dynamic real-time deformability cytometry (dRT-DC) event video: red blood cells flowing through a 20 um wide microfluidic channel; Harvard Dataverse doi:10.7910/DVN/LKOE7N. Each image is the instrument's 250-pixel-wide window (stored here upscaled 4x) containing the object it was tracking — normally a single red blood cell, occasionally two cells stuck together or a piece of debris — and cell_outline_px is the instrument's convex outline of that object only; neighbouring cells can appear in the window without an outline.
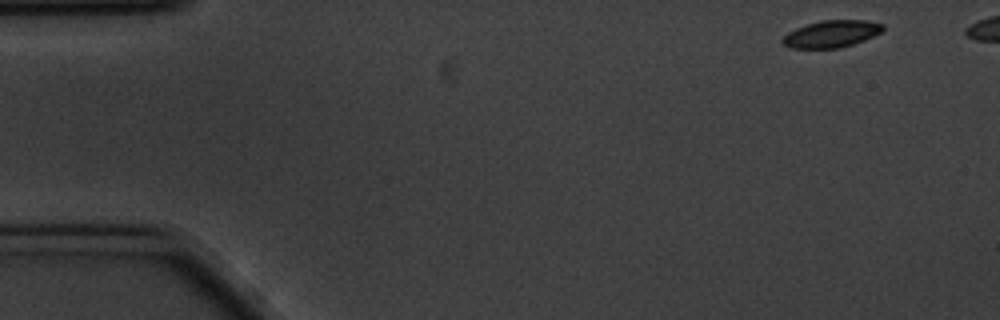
{"species": "common noctule bat (a hibernating species)", "species_latin": "Nyctalus noctula", "temperature_condition": "cold", "stored_images_in_passage": 48, "camera_frame_rate_fps": 3000, "um_per_image_px": 0.085, "animal": {"sex": "male", "body_mass_g": 20.1, "forearm_length_mm": 53.5}, "frame": {"image": 1, "passage_image": 1, "time_ms": 0.0, "image_size_px": [1000, 320], "cell_outline_px": [[884, 28], [880, 32], [864, 40], [852, 44], [836, 48], [788, 48], [780, 40], [788, 32], [796, 28], [820, 20], [868, 20], [884, 24]], "centroid_in_image_um": [70.65, 2.87], "position_along_channel_um": 14.3, "area_um2": 15.72}}
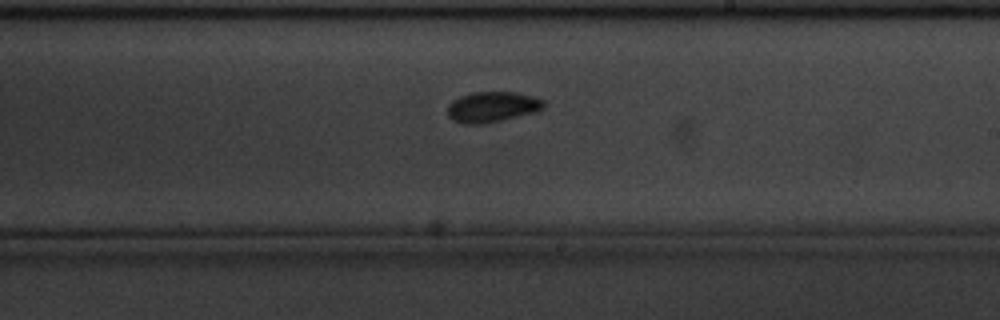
{"frame": {"image": 2, "passage_image": 30, "time_ms": 9.667, "image_size_px": [1000, 320], "cell_outline_px": [[544, 108], [536, 112], [500, 120], [480, 124], [464, 124], [452, 120], [448, 116], [448, 104], [452, 100], [460, 96], [472, 92], [516, 92], [532, 96], [544, 100]], "centroid_in_image_um": [41.82, 9.08], "position_along_channel_um": 247.2, "area_um2": 17.11}}
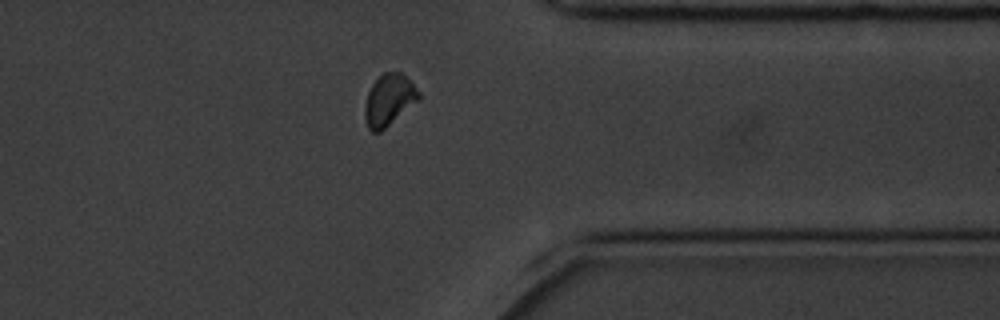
{"frame": {"image": 3, "passage_image": 42, "time_ms": 13.667, "image_size_px": [1000, 320], "cell_outline_px": [[420, 100], [380, 132], [372, 132], [368, 128], [364, 116], [364, 104], [368, 92], [372, 84], [384, 72], [400, 72], [420, 92]], "centroid_in_image_um": [33.05, 8.52], "position_along_channel_um": 378.4, "area_um2": 16.13}}